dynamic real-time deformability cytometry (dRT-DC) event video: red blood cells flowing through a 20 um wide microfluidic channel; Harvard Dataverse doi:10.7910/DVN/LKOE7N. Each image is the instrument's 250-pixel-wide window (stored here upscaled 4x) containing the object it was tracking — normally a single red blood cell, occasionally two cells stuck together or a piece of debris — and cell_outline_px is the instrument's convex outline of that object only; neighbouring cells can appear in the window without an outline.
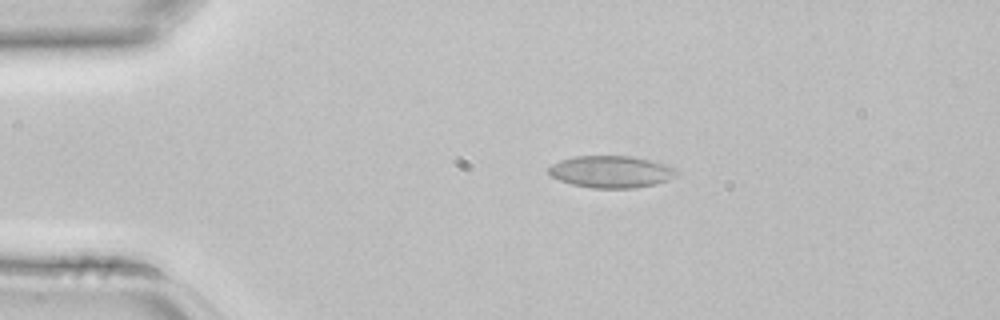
{"species": "common noctule bat (a hibernating species)", "species_latin": "Nyctalus noctula", "temperature_condition": "room temperature", "stored_images_in_passage": 4, "camera_frame_rate_fps": 3000, "um_per_image_px": 0.085, "animal": {"sex": "female", "body_mass_g": 22.7, "forearm_length_mm": 54.2}, "frame": {"image": 1, "passage_image": 3, "time_ms": 0.667, "image_size_px": [1000, 320], "cell_outline_px": [[680, 172], [676, 176], [668, 180], [656, 184], [632, 188], [592, 188], [572, 184], [560, 180], [552, 176], [548, 172], [548, 168], [552, 164], [560, 160], [576, 156], [632, 156], [652, 160], [668, 164], [676, 168]], "centroid_in_image_um": [52.0, 14.59], "position_along_channel_um": 33.0, "area_um2": 24.04}}